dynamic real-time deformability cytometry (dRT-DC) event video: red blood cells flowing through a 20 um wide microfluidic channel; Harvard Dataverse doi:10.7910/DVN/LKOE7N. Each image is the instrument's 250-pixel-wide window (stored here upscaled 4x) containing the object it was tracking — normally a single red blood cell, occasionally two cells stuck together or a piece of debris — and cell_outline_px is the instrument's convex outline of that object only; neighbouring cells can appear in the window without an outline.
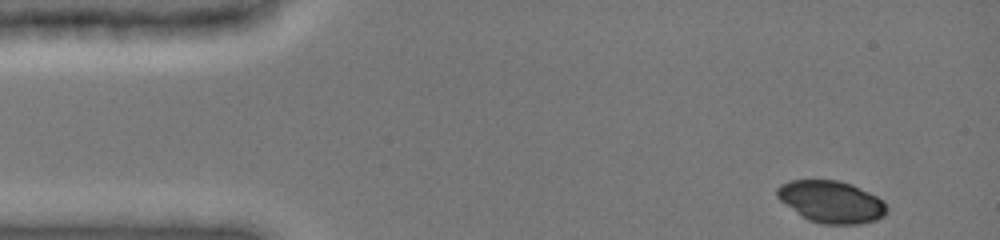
{"species": "common noctule bat (a hibernating species)", "species_latin": "Nyctalus noctula", "temperature_condition": "cold", "stored_images_in_passage": 41, "camera_frame_rate_fps": 3000, "um_per_image_px": 0.085, "animal": {"sex": "female", "body_mass_g": 19.0, "forearm_length_mm": 51.5}, "frame": {"image": 1, "passage_image": 1, "time_ms": 0.0, "image_size_px": [1000, 240], "cell_outline_px": [[888, 212], [884, 216], [876, 220], [860, 224], [824, 224], [808, 220], [800, 216], [780, 200], [776, 196], [776, 188], [780, 184], [792, 180], [836, 180], [852, 184], [876, 196], [888, 208]], "centroid_in_image_um": [70.63, 17.16], "position_along_channel_um": 14.4, "area_um2": 26.88}}
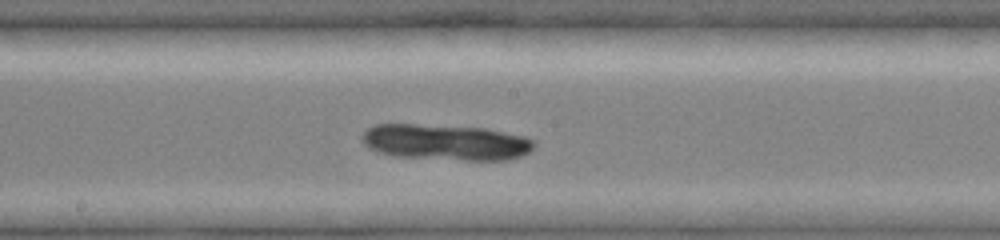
{"frame": {"image": 2, "passage_image": 23, "time_ms": 7.333, "image_size_px": [1000, 240], "cell_outline_px": [[536, 144], [528, 152], [520, 156], [508, 160], [464, 160], [396, 156], [376, 152], [368, 148], [360, 140], [360, 136], [368, 128], [376, 124], [412, 124], [484, 128], [528, 136]], "centroid_in_image_um": [37.87, 12.09], "position_along_channel_um": 210.3, "area_um2": 36.13}}
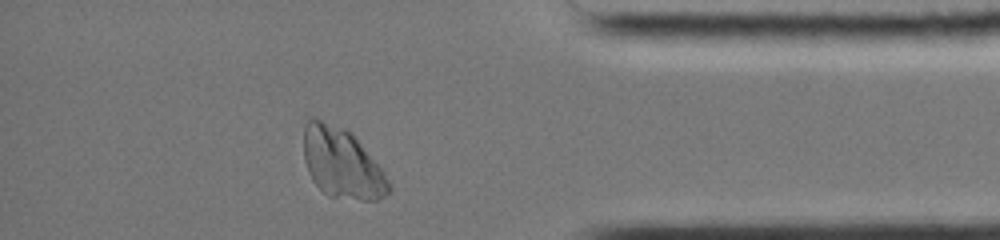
{"frame": {"image": 3, "passage_image": 39, "time_ms": 12.667, "image_size_px": [1000, 240], "cell_outline_px": [[392, 192], [376, 200], [360, 200], [328, 196], [312, 180], [308, 172], [304, 160], [304, 124], [308, 116], [312, 116], [344, 128], [352, 132], [384, 172], [392, 188]], "centroid_in_image_um": [29.05, 13.86], "position_along_channel_um": 406.2, "area_um2": 35.08}}